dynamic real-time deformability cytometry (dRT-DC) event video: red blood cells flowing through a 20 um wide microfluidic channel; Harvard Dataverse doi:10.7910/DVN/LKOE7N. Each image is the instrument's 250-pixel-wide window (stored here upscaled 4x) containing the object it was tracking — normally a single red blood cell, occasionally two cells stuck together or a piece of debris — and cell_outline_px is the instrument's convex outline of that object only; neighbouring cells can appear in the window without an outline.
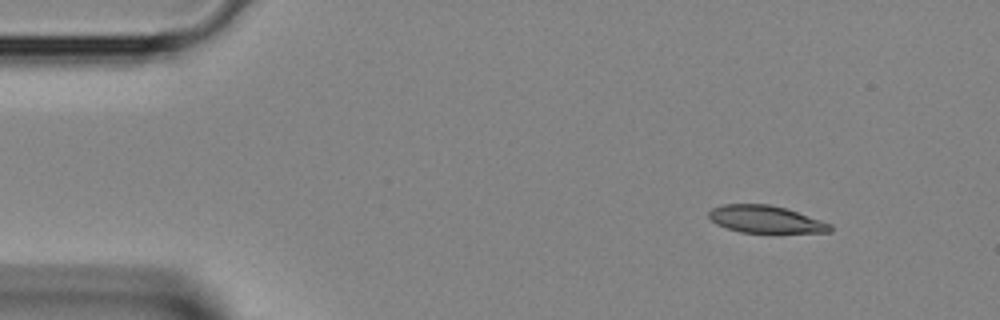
{"species": "Egyptian fruit bat (a non-hibernating species)", "species_latin": "Rousettus aegyptiacus", "temperature_condition": "room temperature", "stored_images_in_passage": 2, "camera_frame_rate_fps": 3000, "um_per_image_px": 0.085, "animal": {"sex": "female"}, "frame": {"image": 1, "passage_image": 1, "time_ms": 0.0, "image_size_px": [1000, 320], "cell_outline_px": [[832, 232], [740, 232], [716, 224], [708, 216], [708, 212], [712, 208], [724, 204], [768, 204], [784, 208], [832, 224]], "centroid_in_image_um": [65.05, 18.63], "position_along_channel_um": 20.0, "area_um2": 18.96}}